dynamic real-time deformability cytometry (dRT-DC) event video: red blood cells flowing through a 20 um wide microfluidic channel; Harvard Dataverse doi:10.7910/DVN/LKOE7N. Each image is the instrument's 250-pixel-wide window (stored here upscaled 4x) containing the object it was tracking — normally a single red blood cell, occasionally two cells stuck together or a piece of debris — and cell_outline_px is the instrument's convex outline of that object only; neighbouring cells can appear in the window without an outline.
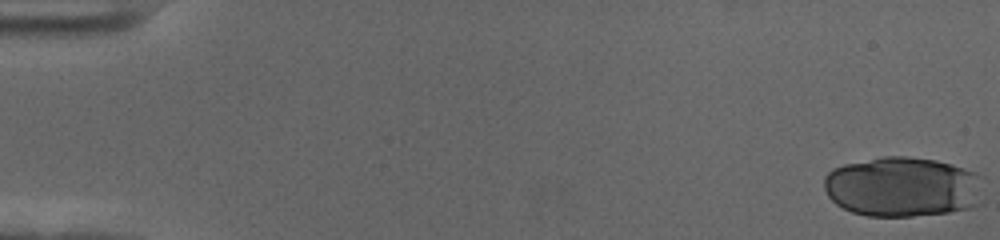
{"species": "human", "species_latin": "Homo sapiens", "temperature_condition": "cold", "stored_images_in_passage": 35, "camera_frame_rate_fps": 3000, "um_per_image_px": 0.085, "donor": {"sex": "female"}, "frame": {"image": 1, "passage_image": 1, "time_ms": 0.0, "image_size_px": [1000, 240], "cell_outline_px": [[984, 204], [972, 208], [948, 212], [912, 216], [868, 216], [852, 212], [836, 204], [828, 196], [824, 188], [824, 176], [832, 168], [844, 164], [884, 156], [904, 156], [936, 160], [952, 164], [976, 172], [984, 176]], "centroid_in_image_um": [76.82, 15.88], "position_along_channel_um": 8.2, "area_um2": 56.93}}
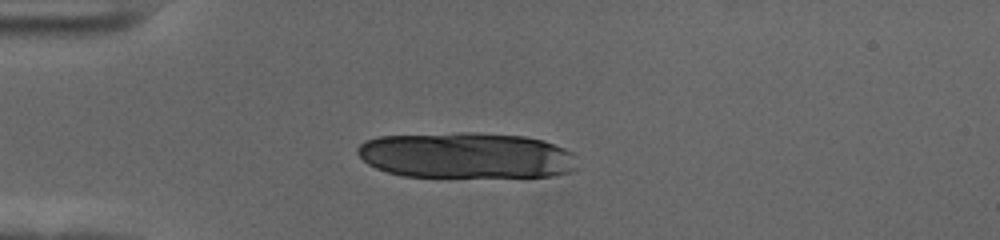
{"frame": {"image": 2, "passage_image": 16, "time_ms": 5.0, "image_size_px": [1000, 240], "cell_outline_px": [[576, 168], [572, 172], [552, 176], [404, 176], [388, 172], [376, 168], [368, 164], [356, 152], [356, 148], [364, 140], [380, 136], [460, 132], [476, 132], [524, 136], [544, 140], [564, 148], [572, 152]], "centroid_in_image_um": [39.61, 13.19], "position_along_channel_um": 45.4, "area_um2": 58.9}}
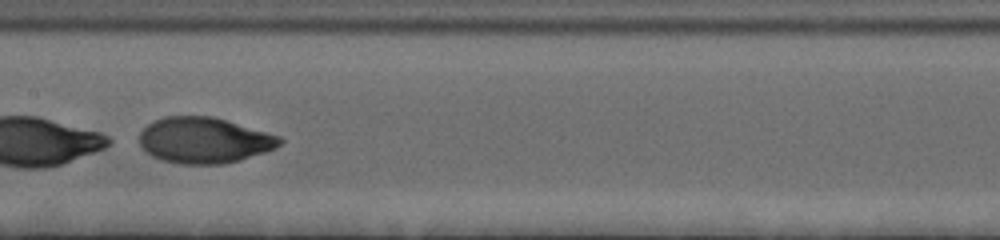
{"frame": {"image": 3, "passage_image": 31, "time_ms": 10.0, "image_size_px": [1000, 240], "cell_outline_px": [[284, 140], [276, 148], [240, 160], [224, 164], [180, 164], [164, 160], [152, 156], [140, 144], [140, 132], [148, 124], [164, 116], [212, 116], [280, 136]], "centroid_in_image_um": [17.37, 11.92], "position_along_channel_um": 190.0, "area_um2": 37.28}}